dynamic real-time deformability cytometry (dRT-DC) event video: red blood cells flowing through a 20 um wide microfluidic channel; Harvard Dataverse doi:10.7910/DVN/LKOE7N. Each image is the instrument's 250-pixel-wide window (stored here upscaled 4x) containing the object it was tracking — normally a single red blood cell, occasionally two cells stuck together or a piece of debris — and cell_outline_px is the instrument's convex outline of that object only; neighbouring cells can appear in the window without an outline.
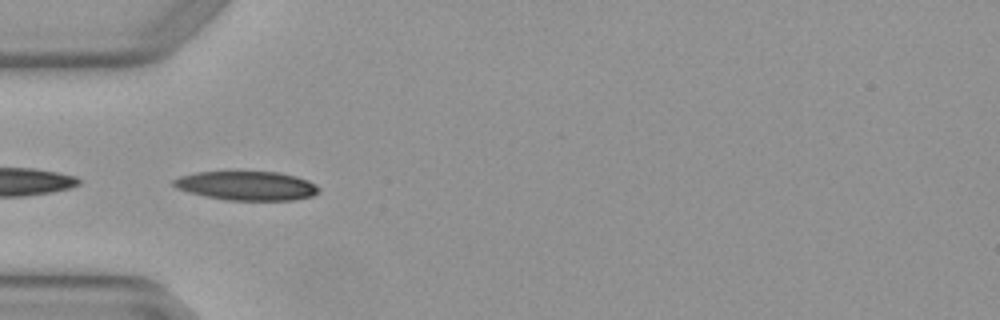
{"species": "Egyptian fruit bat (a non-hibernating species)", "species_latin": "Rousettus aegyptiacus", "temperature_condition": "warm", "stored_images_in_passage": 4, "camera_frame_rate_fps": 3000, "um_per_image_px": 0.085, "animal": {"sex": "female"}, "frame": {"image": 1, "passage_image": 1, "time_ms": 0.0, "image_size_px": [1000, 320], "cell_outline_px": [[320, 188], [312, 196], [292, 200], [228, 200], [204, 196], [188, 192], [176, 188], [172, 184], [172, 180], [180, 176], [196, 172], [280, 172], [296, 176], [308, 180], [316, 184]], "centroid_in_image_um": [20.96, 15.78], "position_along_channel_um": 64.0, "area_um2": 24.57}}
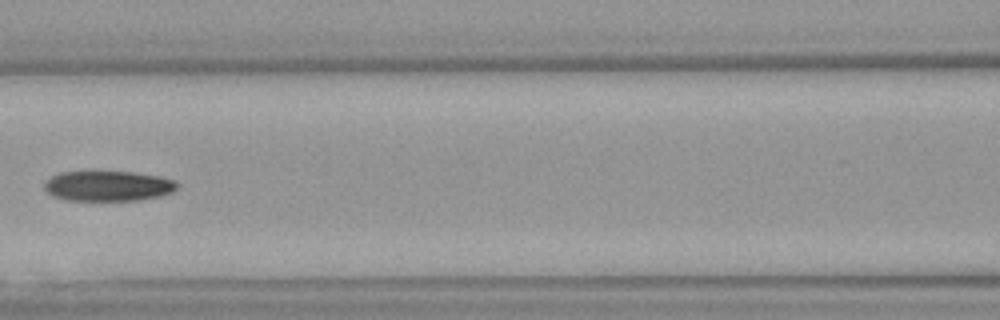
{"frame": {"image": 2, "passage_image": 3, "time_ms": 0.667, "image_size_px": [1000, 320], "cell_outline_px": [[180, 184], [172, 192], [160, 196], [140, 200], [68, 200], [52, 196], [44, 188], [44, 184], [52, 176], [60, 172], [132, 172], [160, 176], [176, 180]], "centroid_in_image_um": [9.23, 15.81], "position_along_channel_um": 157.4, "area_um2": 23.35}}
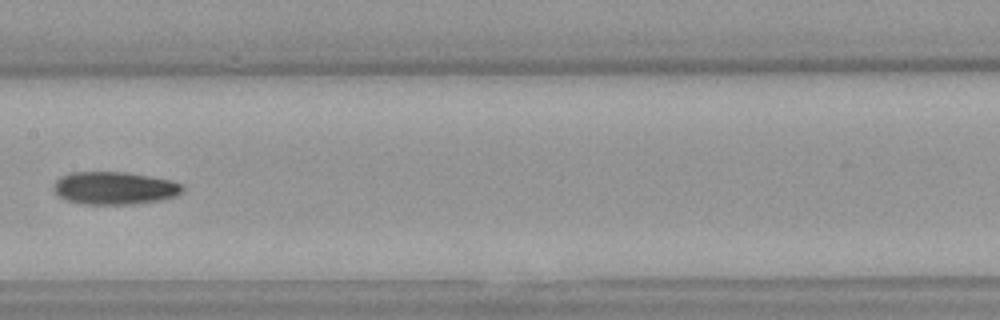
{"frame": {"image": 3, "passage_image": 4, "time_ms": 1.0, "image_size_px": [1000, 320], "cell_outline_px": [[184, 192], [176, 196], [164, 200], [132, 204], [84, 204], [68, 200], [60, 196], [52, 188], [52, 184], [60, 176], [72, 172], [124, 172], [172, 180], [184, 184]], "centroid_in_image_um": [9.78, 15.99], "position_along_channel_um": 197.6, "area_um2": 24.8}}